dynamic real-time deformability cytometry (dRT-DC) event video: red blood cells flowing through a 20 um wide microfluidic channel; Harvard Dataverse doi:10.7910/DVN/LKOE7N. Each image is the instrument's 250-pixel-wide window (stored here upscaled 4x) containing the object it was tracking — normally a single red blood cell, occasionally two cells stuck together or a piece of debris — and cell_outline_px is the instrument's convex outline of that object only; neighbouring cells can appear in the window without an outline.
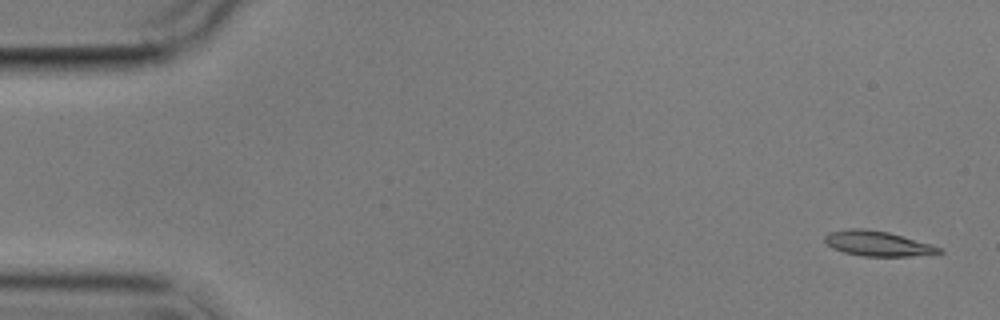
{"species": "common noctule bat (a hibernating species)", "species_latin": "Nyctalus noctula", "temperature_condition": "cold", "stored_images_in_passage": 5, "camera_frame_rate_fps": 3000, "um_per_image_px": 0.085, "animal": {"sex": "male", "body_mass_g": 17.9}, "frame": {"image": 1, "passage_image": 1, "time_ms": 0.0, "image_size_px": [1000, 320], "cell_outline_px": [[944, 252], [908, 256], [860, 256], [844, 252], [832, 248], [824, 240], [824, 236], [828, 232], [848, 228], [864, 228], [888, 232], [932, 244], [944, 248]], "centroid_in_image_um": [74.59, 20.69], "position_along_channel_um": 10.4, "area_um2": 16.76}}
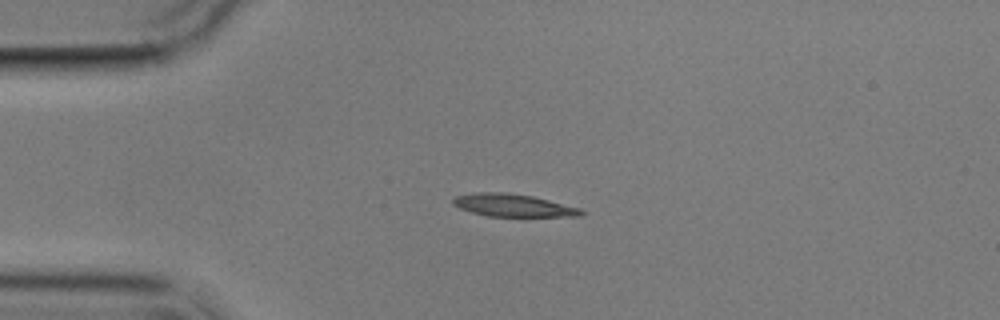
{"frame": {"image": 2, "passage_image": 4, "time_ms": 3.667, "image_size_px": [1000, 320], "cell_outline_px": [[584, 212], [580, 216], [488, 216], [472, 212], [460, 208], [452, 204], [452, 200], [456, 196], [476, 192], [504, 192], [532, 196], [580, 208]], "centroid_in_image_um": [43.58, 17.45], "position_along_channel_um": 41.4, "area_um2": 16.65}}